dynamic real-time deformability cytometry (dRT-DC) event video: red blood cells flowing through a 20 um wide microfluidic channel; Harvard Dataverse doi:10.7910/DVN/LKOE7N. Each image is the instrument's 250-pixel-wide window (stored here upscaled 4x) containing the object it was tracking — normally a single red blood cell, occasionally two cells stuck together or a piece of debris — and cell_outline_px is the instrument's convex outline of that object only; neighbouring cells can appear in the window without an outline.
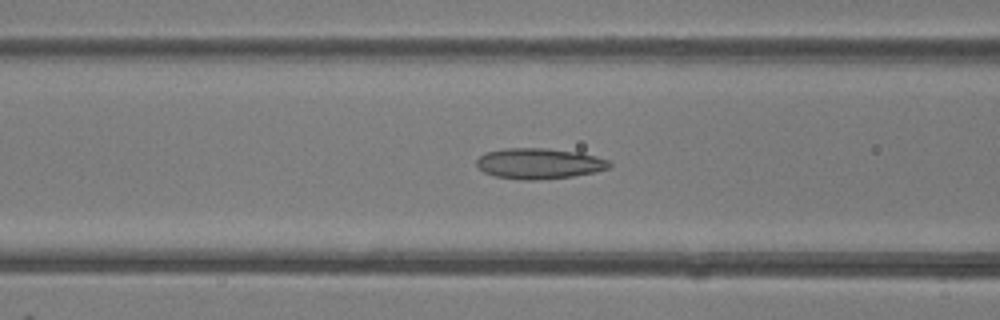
{"species": "common noctule bat (a hibernating species)", "species_latin": "Nyctalus noctula", "temperature_condition": "room temperature", "stored_images_in_passage": 49, "camera_frame_rate_fps": 3000, "um_per_image_px": 0.085, "animal": {"sex": "female"}, "frame": {"image": 1, "passage_image": 20, "time_ms": 6.333, "image_size_px": [1000, 320], "cell_outline_px": [[612, 164], [608, 168], [596, 172], [572, 176], [532, 180], [520, 180], [496, 176], [484, 172], [476, 164], [476, 160], [484, 152], [504, 148], [548, 148], [580, 152], [596, 156], [608, 160]], "centroid_in_image_um": [45.82, 13.89], "position_along_channel_um": 120.8, "area_um2": 23.81}}
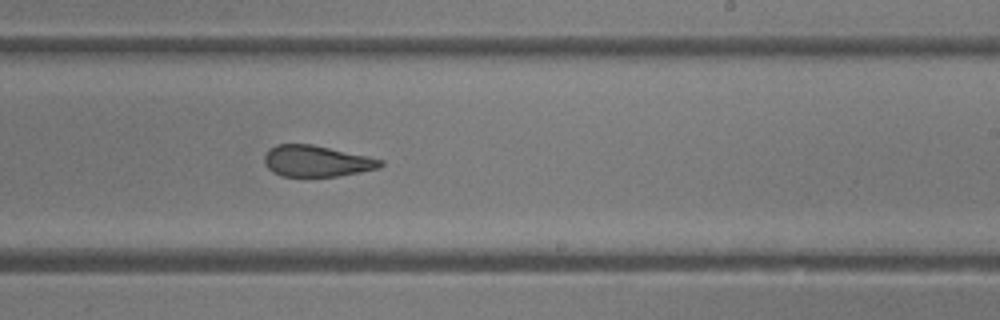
{"frame": {"image": 2, "passage_image": 30, "time_ms": 9.667, "image_size_px": [1000, 320], "cell_outline_px": [[384, 164], [380, 168], [360, 172], [336, 176], [280, 176], [272, 172], [264, 164], [264, 156], [268, 148], [276, 144], [312, 144], [368, 156], [384, 160]], "centroid_in_image_um": [26.89, 13.69], "position_along_channel_um": 262.1, "area_um2": 21.27}}
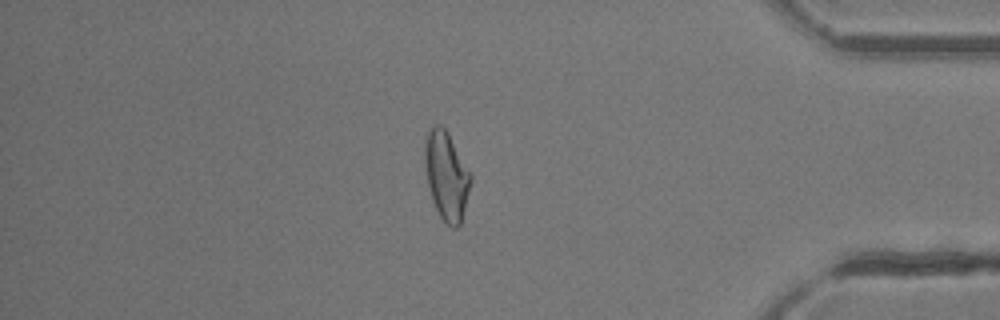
{"frame": {"image": 3, "passage_image": 42, "time_ms": 13.667, "image_size_px": [1000, 320], "cell_outline_px": [[472, 180], [460, 224], [456, 228], [452, 228], [440, 216], [432, 200], [428, 184], [424, 160], [424, 140], [432, 124], [440, 124], [448, 132], [472, 172]], "centroid_in_image_um": [37.95, 14.87], "position_along_channel_um": 397.2, "area_um2": 23.87}, "authors_computed_cell_mechanics": {"area_um2": 23.987, "velocity_mm_per_s": 4.2387, "shape_relaxation_time_tau1_ms": null, "shape_relaxation_time_tau2_ms": 2.1238, "deformation_change_tau1": null, "deformation_change_tau2": 0.0979}}